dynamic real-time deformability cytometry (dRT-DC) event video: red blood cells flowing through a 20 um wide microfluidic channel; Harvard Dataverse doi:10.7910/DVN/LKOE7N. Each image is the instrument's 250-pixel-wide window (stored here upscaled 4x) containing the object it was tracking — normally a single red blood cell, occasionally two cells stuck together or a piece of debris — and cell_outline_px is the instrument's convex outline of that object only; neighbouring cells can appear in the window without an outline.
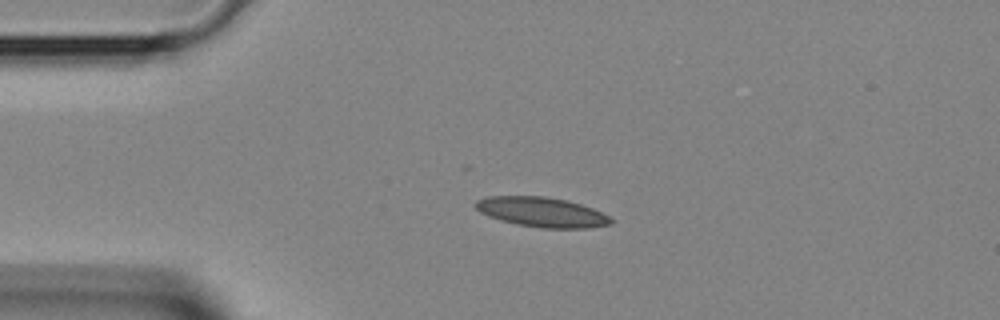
{"species": "Egyptian fruit bat (a non-hibernating species)", "species_latin": "Rousettus aegyptiacus", "temperature_condition": "room temperature", "stored_images_in_passage": 3, "camera_frame_rate_fps": 3000, "um_per_image_px": 0.085, "animal": {"sex": "female"}, "frame": {"image": 1, "passage_image": 2, "time_ms": 0.333, "image_size_px": [1000, 320], "cell_outline_px": [[612, 224], [588, 228], [540, 228], [516, 224], [500, 220], [488, 216], [480, 212], [472, 204], [476, 200], [488, 196], [544, 196], [568, 200], [592, 208], [608, 216], [612, 220]], "centroid_in_image_um": [46.01, 18.02], "position_along_channel_um": 39.0, "area_um2": 23.58}}
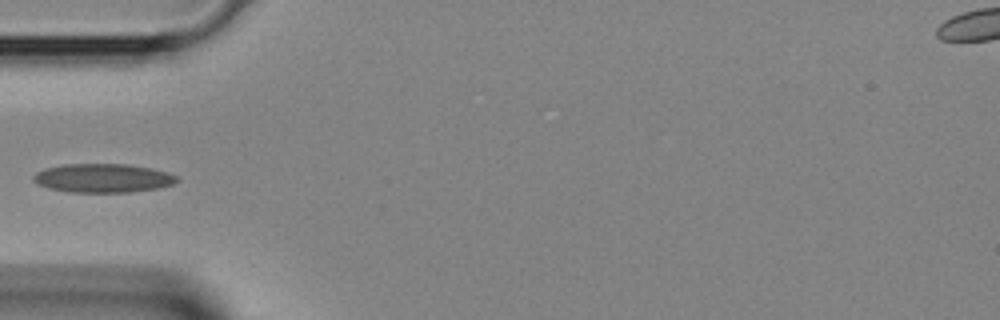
{"frame": {"image": 2, "passage_image": 3, "time_ms": 0.667, "image_size_px": [1000, 320], "cell_outline_px": [[176, 180], [172, 184], [156, 188], [132, 192], [68, 192], [48, 188], [32, 180], [32, 176], [36, 172], [44, 168], [64, 164], [124, 164], [148, 168], [168, 172], [176, 176]], "centroid_in_image_um": [8.68, 15.14], "position_along_channel_um": 76.3, "area_um2": 23.87}}